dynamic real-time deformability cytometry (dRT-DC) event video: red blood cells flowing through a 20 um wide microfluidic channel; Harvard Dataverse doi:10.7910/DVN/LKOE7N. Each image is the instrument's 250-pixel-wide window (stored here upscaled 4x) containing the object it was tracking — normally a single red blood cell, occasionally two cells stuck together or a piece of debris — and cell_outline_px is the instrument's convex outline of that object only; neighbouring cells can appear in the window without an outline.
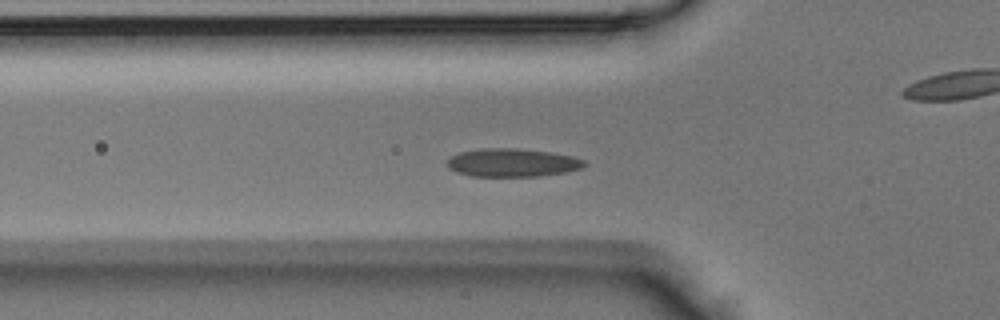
{"species": "Egyptian fruit bat (a non-hibernating species)", "species_latin": "Rousettus aegyptiacus", "temperature_condition": "room temperature", "stored_images_in_passage": 43, "camera_frame_rate_fps": 3000, "um_per_image_px": 0.085, "animal": {"sex": "male"}, "frame": {"image": 1, "passage_image": 14, "time_ms": 4.333, "image_size_px": [1000, 320], "cell_outline_px": [[584, 164], [580, 168], [564, 172], [536, 176], [472, 176], [456, 172], [448, 168], [448, 160], [452, 156], [460, 152], [484, 148], [516, 148], [548, 152], [572, 156], [584, 160]], "centroid_in_image_um": [43.5, 13.82], "position_along_channel_um": 82.3, "area_um2": 22.2}}
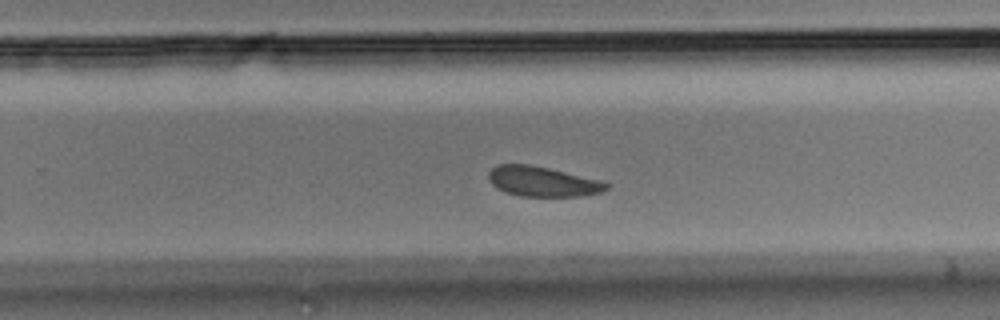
{"frame": {"image": 2, "passage_image": 27, "time_ms": 8.667, "image_size_px": [1000, 320], "cell_outline_px": [[612, 184], [604, 192], [584, 196], [520, 196], [504, 192], [496, 188], [492, 184], [488, 176], [488, 172], [496, 164], [528, 164], [548, 168], [604, 180]], "centroid_in_image_um": [46.17, 15.43], "position_along_channel_um": 283.6, "area_um2": 20.98}}
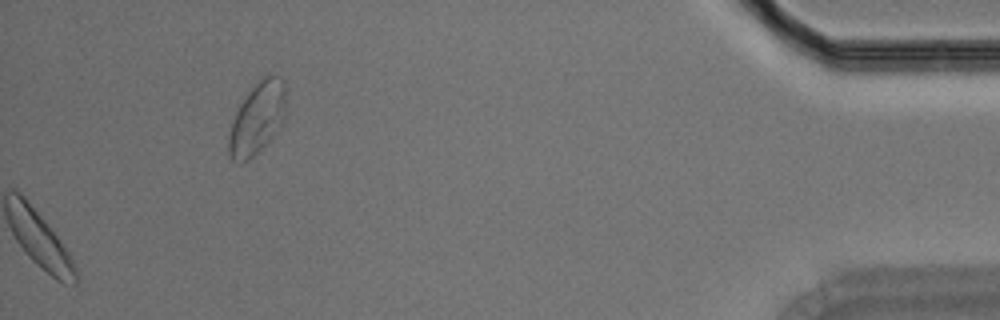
{"frame": {"image": 3, "passage_image": 43, "time_ms": 14.0, "image_size_px": [1000, 320], "cell_outline_px": [[284, 116], [276, 132], [248, 160], [240, 164], [232, 160], [228, 156], [228, 136], [236, 112], [240, 104], [248, 92], [264, 76], [272, 76], [284, 80]], "centroid_in_image_um": [21.82, 10.1], "position_along_channel_um": 413.4, "area_um2": 23.18}}